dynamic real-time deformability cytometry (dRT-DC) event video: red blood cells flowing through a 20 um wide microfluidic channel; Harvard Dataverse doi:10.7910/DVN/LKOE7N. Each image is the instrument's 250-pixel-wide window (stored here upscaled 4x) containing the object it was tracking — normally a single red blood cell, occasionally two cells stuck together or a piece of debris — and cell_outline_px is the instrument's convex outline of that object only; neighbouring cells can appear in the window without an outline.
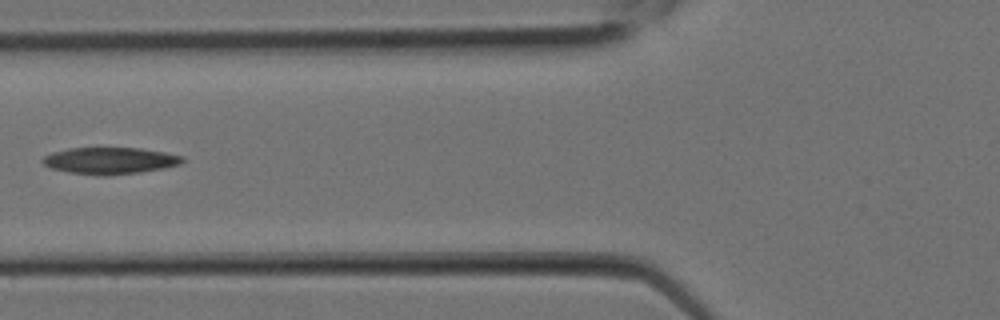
{"species": "Egyptian fruit bat (a non-hibernating species)", "species_latin": "Rousettus aegyptiacus", "temperature_condition": "room temperature", "stored_images_in_passage": 3, "camera_frame_rate_fps": 3000, "um_per_image_px": 0.085, "animal": {"sex": "female"}, "frame": {"image": 1, "passage_image": 3, "time_ms": 0.667, "image_size_px": [1000, 320], "cell_outline_px": [[188, 160], [180, 164], [164, 168], [140, 172], [104, 176], [68, 172], [52, 168], [44, 164], [40, 160], [44, 156], [52, 152], [68, 148], [140, 148], [164, 152], [184, 156]], "centroid_in_image_um": [9.38, 13.65], "position_along_channel_um": 116.4, "area_um2": 21.85}}